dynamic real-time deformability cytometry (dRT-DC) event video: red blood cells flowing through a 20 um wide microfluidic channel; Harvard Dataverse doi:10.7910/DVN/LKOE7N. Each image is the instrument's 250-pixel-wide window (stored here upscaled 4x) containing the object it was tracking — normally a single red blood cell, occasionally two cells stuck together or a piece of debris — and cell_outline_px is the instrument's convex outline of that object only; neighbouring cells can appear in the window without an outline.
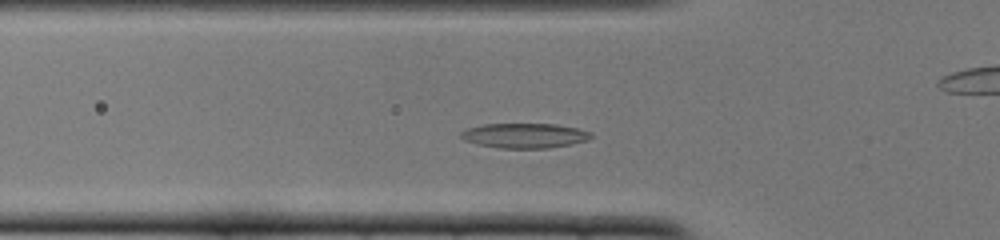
{"species": "common noctule bat (a hibernating species)", "species_latin": "Nyctalus noctula", "temperature_condition": "cold", "stored_images_in_passage": 48, "camera_frame_rate_fps": 3000, "um_per_image_px": 0.085, "animal": {"sex": "female", "body_mass_g": 22.0, "forearm_length_mm": 56.7}, "frame": {"image": 1, "passage_image": 13, "time_ms": 4.0, "image_size_px": [1000, 240], "cell_outline_px": [[592, 136], [588, 140], [572, 144], [548, 148], [500, 148], [476, 144], [464, 140], [460, 136], [460, 132], [468, 128], [484, 124], [556, 124], [576, 128], [592, 132]], "centroid_in_image_um": [44.59, 11.53], "position_along_channel_um": 81.2, "area_um2": 18.84}}
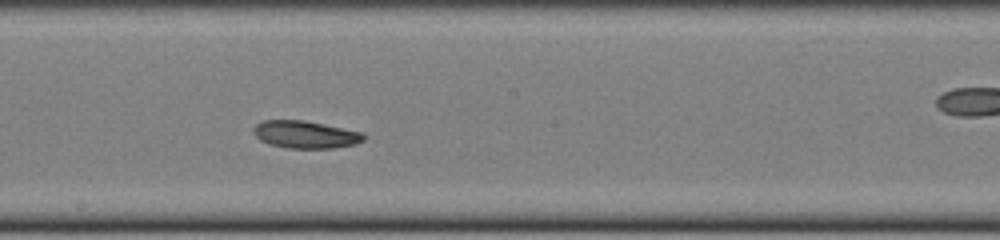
{"frame": {"image": 2, "passage_image": 24, "time_ms": 7.667, "image_size_px": [1000, 240], "cell_outline_px": [[364, 140], [356, 144], [332, 148], [288, 148], [268, 144], [260, 140], [252, 132], [252, 128], [256, 124], [264, 120], [304, 120], [364, 132]], "centroid_in_image_um": [25.94, 11.43], "position_along_channel_um": 222.3, "area_um2": 17.74}}
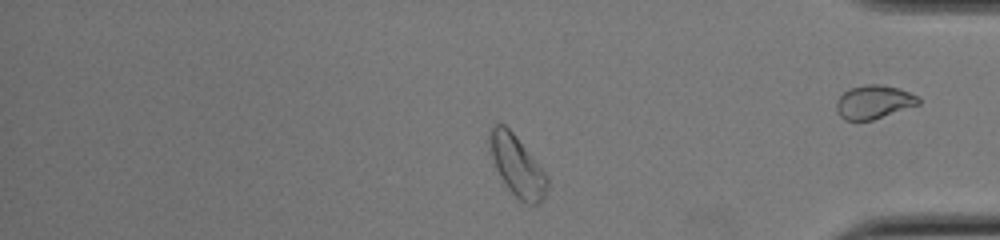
{"frame": {"image": 3, "passage_image": 39, "time_ms": 12.667, "image_size_px": [1000, 240], "cell_outline_px": [[548, 184], [544, 196], [536, 204], [528, 204], [520, 200], [508, 188], [500, 176], [492, 160], [488, 148], [488, 132], [492, 124], [504, 124], [516, 136], [548, 176]], "centroid_in_image_um": [43.91, 14.05], "position_along_channel_um": 391.3, "area_um2": 20.23}, "authors_computed_cell_mechanics": {"area_um2": 18.4093, "velocity_mm_per_s": 3.852, "shape_relaxation_time_tau1_ms": 6.6894, "shape_relaxation_time_tau2_ms": null, "deformation_change_tau1": 0.1398, "deformation_change_tau2": null}}